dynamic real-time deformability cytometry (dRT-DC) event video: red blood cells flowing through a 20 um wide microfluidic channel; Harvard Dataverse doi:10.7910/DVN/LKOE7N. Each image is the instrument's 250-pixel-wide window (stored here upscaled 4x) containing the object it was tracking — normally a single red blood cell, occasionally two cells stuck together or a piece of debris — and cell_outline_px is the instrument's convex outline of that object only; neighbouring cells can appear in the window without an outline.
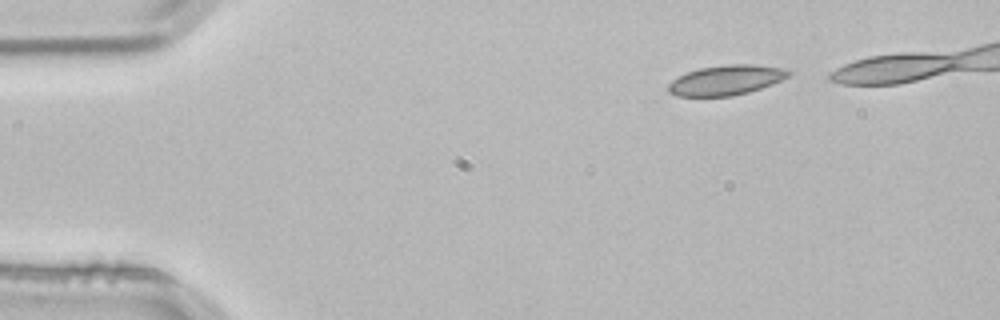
{"species": "common noctule bat (a hibernating species)", "species_latin": "Nyctalus noctula", "temperature_condition": "room temperature", "stored_images_in_passage": 3, "camera_frame_rate_fps": 3000, "um_per_image_px": 0.085, "animal": {"sex": "male", "body_mass_g": 21.5, "forearm_length_mm": 52.0}, "frame": {"image": 1, "passage_image": 1, "time_ms": 0.0, "image_size_px": [1000, 320], "cell_outline_px": [[792, 72], [788, 76], [772, 84], [748, 92], [732, 96], [676, 96], [668, 92], [668, 84], [672, 80], [688, 72], [700, 68], [728, 64], [752, 64], [788, 68]], "centroid_in_image_um": [61.74, 6.8], "position_along_channel_um": 23.3, "area_um2": 20.92}}